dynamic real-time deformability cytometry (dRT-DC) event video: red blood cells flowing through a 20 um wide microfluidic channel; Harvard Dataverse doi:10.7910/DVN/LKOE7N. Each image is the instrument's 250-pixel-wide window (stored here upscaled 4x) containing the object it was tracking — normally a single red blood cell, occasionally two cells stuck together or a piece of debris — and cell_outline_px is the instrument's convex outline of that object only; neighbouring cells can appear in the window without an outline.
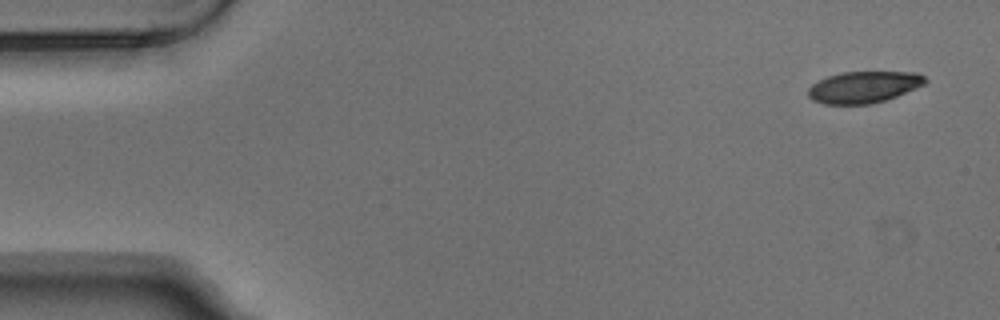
{"species": "Egyptian fruit bat (a non-hibernating species)", "species_latin": "Rousettus aegyptiacus", "temperature_condition": "warm", "stored_images_in_passage": 5, "camera_frame_rate_fps": 3000, "um_per_image_px": 0.085, "animal": {"sex": "male"}, "frame": {"image": 1, "passage_image": 1, "time_ms": 0.0, "image_size_px": [1000, 320], "cell_outline_px": [[928, 80], [924, 84], [916, 88], [896, 96], [872, 104], [824, 104], [812, 100], [808, 96], [808, 88], [812, 84], [828, 76], [840, 72], [916, 72], [924, 76]], "centroid_in_image_um": [73.41, 7.4], "position_along_channel_um": 11.6, "area_um2": 21.5}}
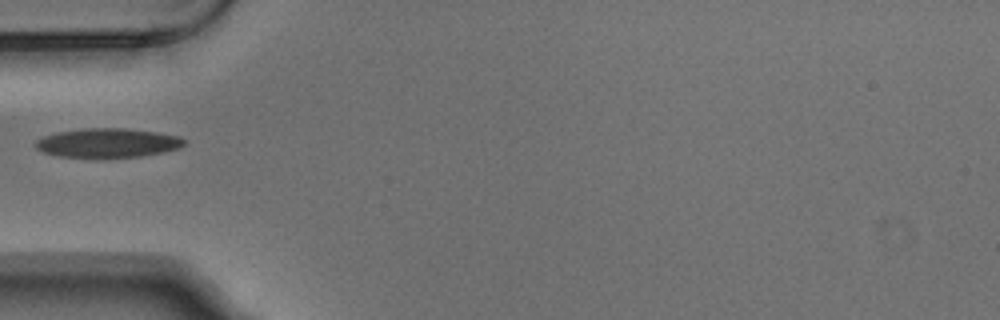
{"frame": {"image": 2, "passage_image": 4, "time_ms": 1.0, "image_size_px": [1000, 320], "cell_outline_px": [[184, 144], [180, 148], [140, 156], [60, 156], [44, 152], [36, 148], [36, 140], [40, 136], [56, 132], [84, 128], [124, 128], [156, 132], [180, 136], [184, 140]], "centroid_in_image_um": [9.13, 12.11], "position_along_channel_um": 75.9, "area_um2": 24.74}}
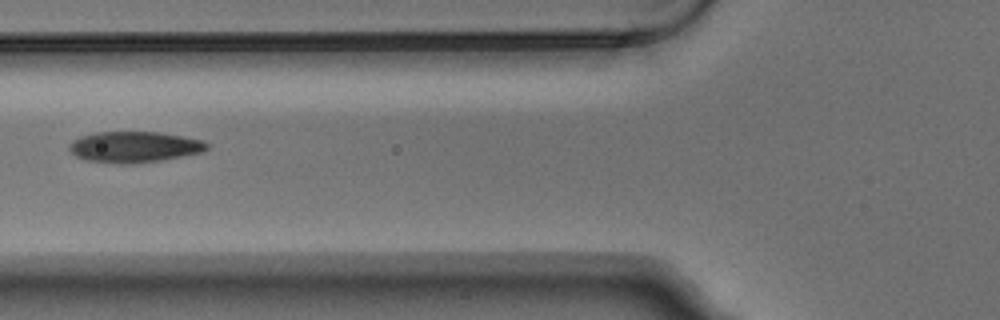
{"frame": {"image": 3, "passage_image": 5, "time_ms": 1.333, "image_size_px": [1000, 320], "cell_outline_px": [[208, 148], [200, 152], [160, 160], [132, 164], [120, 164], [84, 160], [76, 156], [68, 148], [68, 144], [72, 140], [80, 136], [96, 132], [160, 132], [204, 140], [208, 144]], "centroid_in_image_um": [11.36, 12.48], "position_along_channel_um": 114.4, "area_um2": 24.85}}